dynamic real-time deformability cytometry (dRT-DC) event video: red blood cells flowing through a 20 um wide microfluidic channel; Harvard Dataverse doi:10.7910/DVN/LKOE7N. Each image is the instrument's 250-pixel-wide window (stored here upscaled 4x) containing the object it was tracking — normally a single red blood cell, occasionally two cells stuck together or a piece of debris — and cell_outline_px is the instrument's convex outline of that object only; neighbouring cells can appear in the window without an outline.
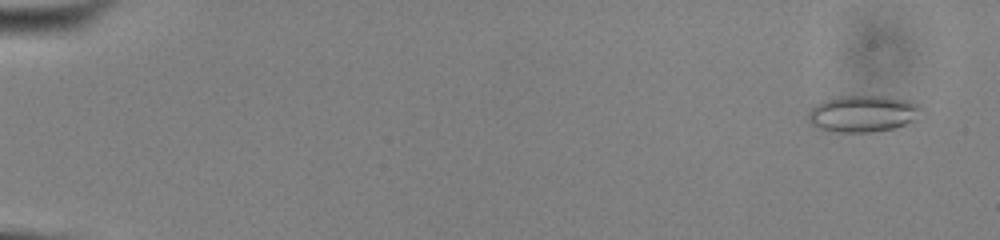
{"species": "common noctule bat (a hibernating species)", "species_latin": "Nyctalus noctula", "temperature_condition": "cold", "stored_images_in_passage": 53, "camera_frame_rate_fps": 3000, "um_per_image_px": 0.085, "animal": {"sex": "male", "body_mass_g": 13.0, "forearm_length_mm": 53.1}, "frame": {"image": 1, "passage_image": 3, "time_ms": 0.667, "image_size_px": [1000, 240], "cell_outline_px": [[928, 116], [908, 124], [892, 128], [872, 132], [832, 132], [820, 128], [812, 124], [808, 120], [808, 112], [816, 104], [824, 100], [840, 96], [888, 96], [912, 100], [928, 112]], "centroid_in_image_um": [73.5, 9.66], "position_along_channel_um": 11.5, "area_um2": 24.91}}
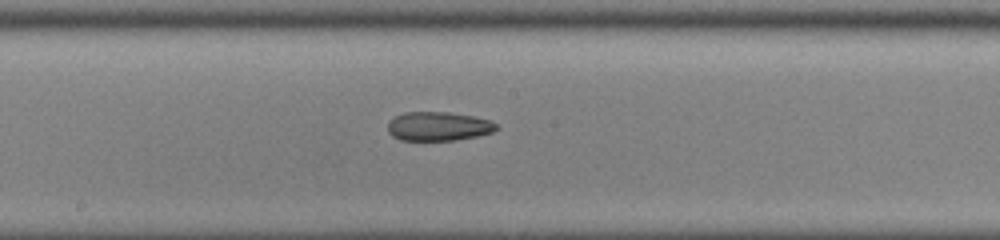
{"frame": {"image": 2, "passage_image": 31, "time_ms": 10.0, "image_size_px": [1000, 240], "cell_outline_px": [[496, 128], [492, 132], [476, 136], [456, 140], [400, 140], [392, 136], [388, 132], [388, 120], [404, 112], [448, 112], [472, 116], [492, 120], [496, 124]], "centroid_in_image_um": [37.23, 10.73], "position_along_channel_um": 211.0, "area_um2": 18.32}}
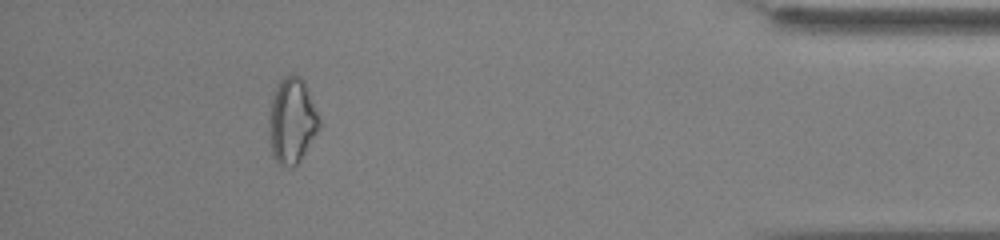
{"frame": {"image": 3, "passage_image": 50, "time_ms": 16.333, "image_size_px": [1000, 240], "cell_outline_px": [[320, 128], [296, 164], [292, 168], [288, 168], [280, 164], [276, 160], [272, 152], [268, 132], [268, 112], [272, 96], [276, 84], [284, 76], [300, 76], [304, 80], [320, 116]], "centroid_in_image_um": [24.8, 10.23], "position_along_channel_um": 410.4, "area_um2": 25.26}}